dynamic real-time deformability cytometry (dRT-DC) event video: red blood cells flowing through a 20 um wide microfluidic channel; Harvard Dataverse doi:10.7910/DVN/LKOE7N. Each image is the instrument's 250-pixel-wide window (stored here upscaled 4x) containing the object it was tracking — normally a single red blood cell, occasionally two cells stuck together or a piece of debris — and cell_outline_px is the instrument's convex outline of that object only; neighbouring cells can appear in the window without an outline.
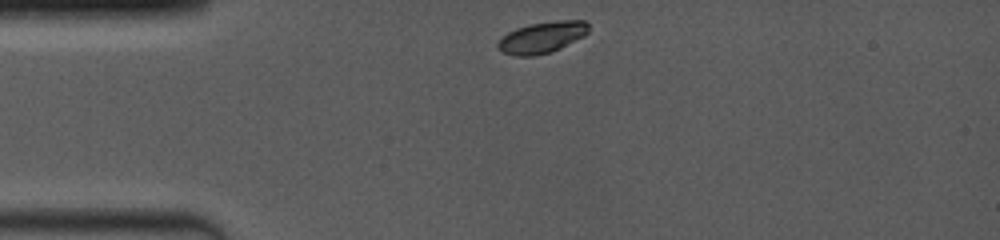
{"species": "common noctule bat (a hibernating species)", "species_latin": "Nyctalus noctula", "temperature_condition": "room temperature", "stored_images_in_passage": 38, "camera_frame_rate_fps": 4000, "um_per_image_px": 0.085, "animal": {"sex": "female", "body_mass_g": 19.0, "forearm_length_mm": 53.3}, "frame": {"image": 1, "passage_image": 1, "time_ms": 0.0, "image_size_px": [1000, 240], "cell_outline_px": [[588, 32], [584, 36], [552, 52], [536, 56], [516, 56], [500, 52], [496, 48], [496, 44], [500, 36], [516, 28], [528, 24], [556, 20], [584, 20], [588, 24]], "centroid_in_image_um": [46.01, 3.18], "position_along_channel_um": 39.0, "area_um2": 16.94}}
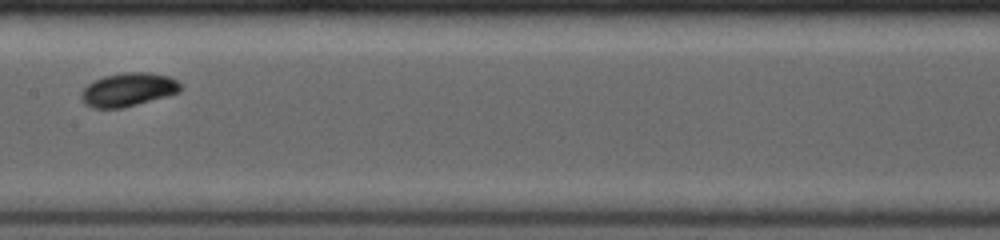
{"frame": {"image": 2, "passage_image": 24, "time_ms": 4.75, "image_size_px": [1000, 240], "cell_outline_px": [[180, 92], [168, 96], [120, 108], [92, 108], [84, 104], [80, 96], [80, 92], [92, 80], [104, 76], [124, 72], [148, 72], [168, 76], [176, 80], [180, 84]], "centroid_in_image_um": [10.86, 7.61], "position_along_channel_um": 196.5, "area_um2": 19.42}}
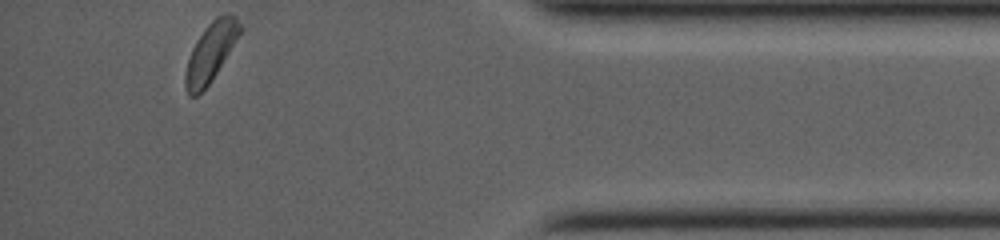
{"frame": {"image": 3, "passage_image": 38, "time_ms": 11.0, "image_size_px": [1000, 240], "cell_outline_px": [[240, 32], [216, 72], [208, 84], [196, 96], [188, 96], [184, 88], [184, 76], [188, 60], [192, 48], [208, 24], [216, 16], [236, 16], [240, 24]], "centroid_in_image_um": [17.84, 4.49], "position_along_channel_um": 417.4, "area_um2": 17.8}}